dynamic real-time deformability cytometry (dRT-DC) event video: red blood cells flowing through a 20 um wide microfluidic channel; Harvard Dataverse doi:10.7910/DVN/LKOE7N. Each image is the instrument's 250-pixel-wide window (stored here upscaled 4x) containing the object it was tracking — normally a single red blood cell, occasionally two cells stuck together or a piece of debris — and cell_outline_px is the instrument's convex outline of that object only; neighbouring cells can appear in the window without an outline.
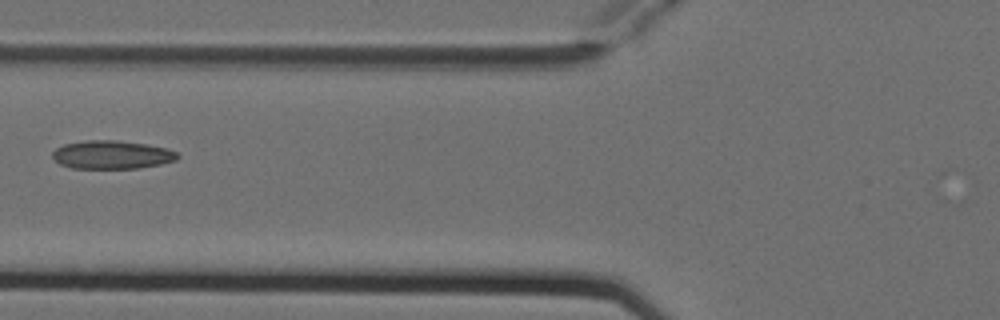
{"species": "Egyptian fruit bat (a non-hibernating species)", "species_latin": "Rousettus aegyptiacus", "temperature_condition": "cold", "stored_images_in_passage": 2, "camera_frame_rate_fps": 3000, "um_per_image_px": 0.085, "animal": {"sex": "female"}, "frame": {"image": 1, "passage_image": 2, "time_ms": 0.333, "image_size_px": [1000, 320], "cell_outline_px": [[180, 156], [176, 160], [160, 164], [136, 168], [72, 168], [60, 164], [52, 156], [52, 152], [56, 148], [64, 144], [84, 140], [116, 140], [144, 144], [168, 148], [176, 152]], "centroid_in_image_um": [9.5, 13.14], "position_along_channel_um": 116.3, "area_um2": 20.58}}